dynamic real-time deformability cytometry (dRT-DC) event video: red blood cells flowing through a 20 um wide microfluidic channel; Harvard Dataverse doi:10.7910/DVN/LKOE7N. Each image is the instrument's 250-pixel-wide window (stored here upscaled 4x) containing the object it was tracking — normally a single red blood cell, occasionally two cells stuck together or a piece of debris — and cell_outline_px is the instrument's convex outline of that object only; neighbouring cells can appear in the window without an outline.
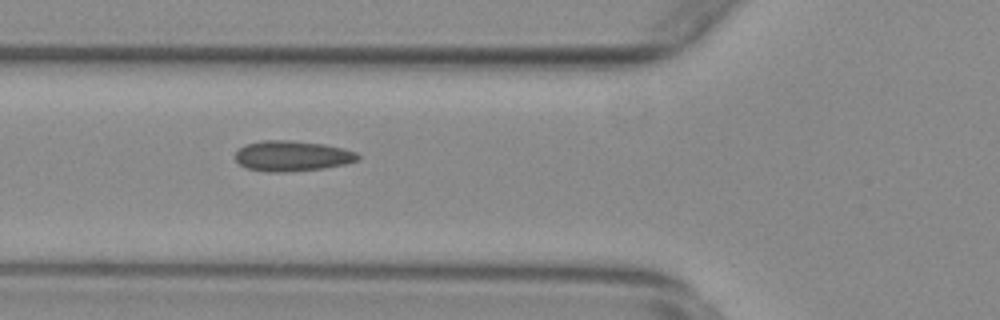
{"species": "common noctule bat (a hibernating species)", "species_latin": "Nyctalus noctula", "temperature_condition": "warm", "stored_images_in_passage": 47, "camera_frame_rate_fps": 3000, "um_per_image_px": 0.085, "animal": {"sex": "female", "body_mass_g": 29.2, "forearm_length_mm": 56.3}, "frame": {"image": 1, "passage_image": 14, "time_ms": 4.333, "image_size_px": [1000, 320], "cell_outline_px": [[360, 156], [356, 160], [344, 164], [324, 168], [288, 172], [268, 172], [244, 168], [236, 160], [236, 152], [240, 148], [248, 144], [264, 140], [292, 140], [324, 144], [344, 148], [356, 152]], "centroid_in_image_um": [24.83, 13.26], "position_along_channel_um": 101.0, "area_um2": 21.73}}
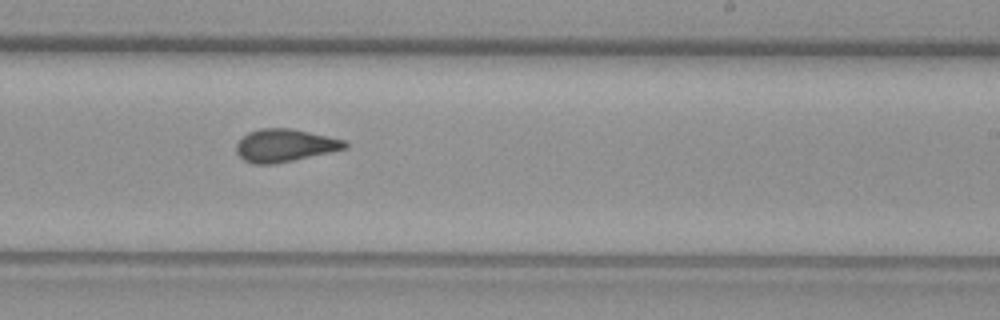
{"frame": {"image": 2, "passage_image": 27, "time_ms": 8.667, "image_size_px": [1000, 320], "cell_outline_px": [[348, 148], [276, 164], [252, 164], [244, 160], [236, 152], [236, 144], [248, 132], [260, 128], [292, 128], [344, 140], [348, 144]], "centroid_in_image_um": [24.19, 12.36], "position_along_channel_um": 264.8, "area_um2": 20.69}}
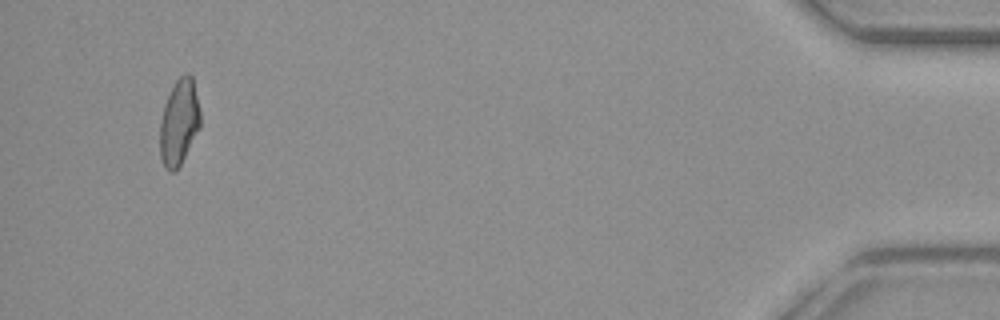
{"frame": {"image": 3, "passage_image": 46, "time_ms": 15.0, "image_size_px": [1000, 320], "cell_outline_px": [[200, 128], [180, 164], [172, 172], [168, 172], [164, 168], [160, 156], [160, 120], [164, 104], [176, 80], [184, 72], [188, 72], [192, 76], [200, 112]], "centroid_in_image_um": [15.21, 10.39], "position_along_channel_um": 420.0, "area_um2": 20.11}}